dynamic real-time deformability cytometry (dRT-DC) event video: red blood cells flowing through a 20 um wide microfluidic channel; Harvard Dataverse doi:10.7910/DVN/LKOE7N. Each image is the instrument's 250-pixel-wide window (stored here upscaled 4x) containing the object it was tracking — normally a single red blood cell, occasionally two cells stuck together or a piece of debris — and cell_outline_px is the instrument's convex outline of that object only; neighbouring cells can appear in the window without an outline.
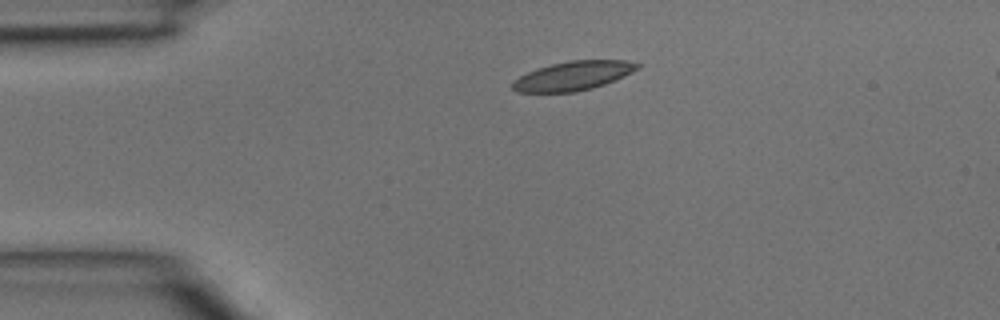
{"species": "common noctule bat (a hibernating species)", "species_latin": "Nyctalus noctula", "temperature_condition": "room temperature", "stored_images_in_passage": 3, "segment_of_instrument_passage": [1, 2], "camera_frame_rate_fps": 3000, "um_per_image_px": 0.085, "animal": {"sex": "male", "body_mass_g": 15.6}, "frame": {"image": 1, "passage_image": 1, "time_ms": 0.0, "image_size_px": [1000, 320], "cell_outline_px": [[640, 68], [624, 76], [604, 84], [592, 88], [576, 92], [516, 92], [512, 88], [512, 80], [536, 68], [568, 60], [624, 60], [640, 64]], "centroid_in_image_um": [48.7, 6.44], "position_along_channel_um": 36.3, "area_um2": 21.15}}